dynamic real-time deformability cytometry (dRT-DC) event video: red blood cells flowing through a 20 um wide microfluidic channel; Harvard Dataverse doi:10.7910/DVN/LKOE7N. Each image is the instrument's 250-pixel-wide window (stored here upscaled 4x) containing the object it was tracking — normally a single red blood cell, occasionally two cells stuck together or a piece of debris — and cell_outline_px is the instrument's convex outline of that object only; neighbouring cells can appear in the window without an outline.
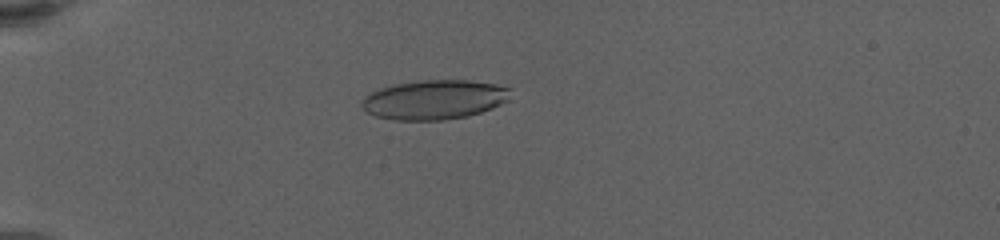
{"species": "human", "species_latin": "Homo sapiens", "temperature_condition": "warm", "stored_images_in_passage": 89, "camera_frame_rate_fps": 3000, "um_per_image_px": 0.085, "donor": {"sex": "female"}, "frame": {"image": 1, "passage_image": 27, "time_ms": 6.333, "image_size_px": [1000, 240], "cell_outline_px": [[512, 88], [508, 100], [492, 108], [468, 116], [444, 120], [392, 120], [376, 116], [368, 112], [360, 104], [364, 96], [380, 88], [392, 84], [424, 80], [468, 80], [496, 84]], "centroid_in_image_um": [36.92, 8.47], "position_along_channel_um": 48.1, "area_um2": 34.28}}
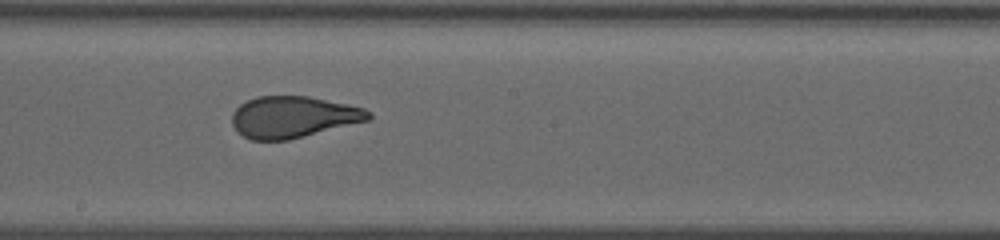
{"frame": {"image": 2, "passage_image": 53, "time_ms": 12.667, "image_size_px": [1000, 240], "cell_outline_px": [[372, 120], [288, 140], [252, 140], [236, 132], [232, 124], [232, 112], [240, 104], [256, 96], [308, 96], [348, 104], [364, 108], [372, 112]], "centroid_in_image_um": [24.94, 9.94], "position_along_channel_um": 223.3, "area_um2": 33.35}}
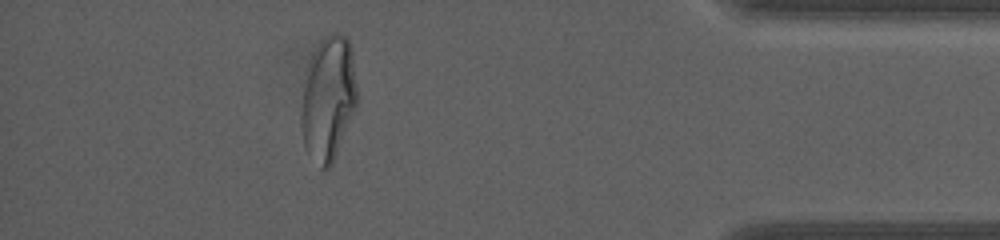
{"frame": {"image": 3, "passage_image": 80, "time_ms": 19.333, "image_size_px": [1000, 240], "cell_outline_px": [[356, 108], [332, 164], [328, 168], [320, 168], [304, 144], [300, 124], [300, 116], [308, 60], [320, 40], [324, 36], [332, 32], [340, 32], [348, 36], [352, 48], [356, 84]], "centroid_in_image_um": [27.91, 8.3], "position_along_channel_um": 407.3, "area_um2": 40.58}, "authors_computed_cell_mechanics": {"area_um2": 35.4892, "velocity_mm_per_s": 3.3065, "shape_relaxation_time_tau1_ms": 5.8585, "shape_relaxation_time_tau2_ms": null, "deformation_change_tau1": 0.2138, "deformation_change_tau2": null}}